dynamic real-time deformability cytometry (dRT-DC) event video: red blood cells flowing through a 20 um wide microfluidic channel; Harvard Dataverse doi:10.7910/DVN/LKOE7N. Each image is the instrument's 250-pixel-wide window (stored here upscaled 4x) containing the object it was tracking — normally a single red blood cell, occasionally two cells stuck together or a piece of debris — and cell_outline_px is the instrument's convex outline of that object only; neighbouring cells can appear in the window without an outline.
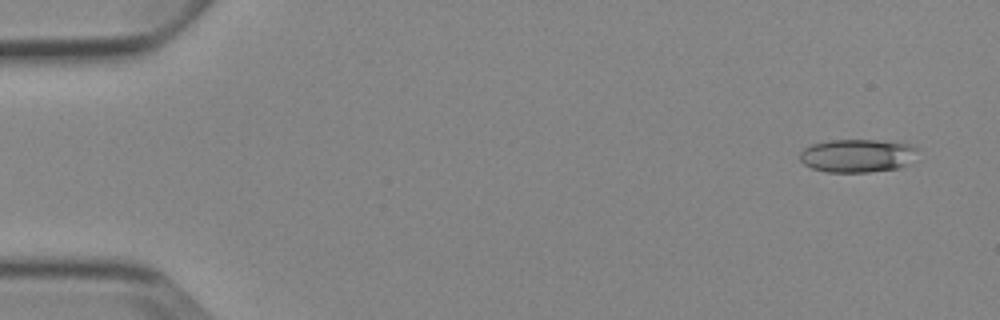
{"species": "Egyptian fruit bat (a non-hibernating species)", "species_latin": "Rousettus aegyptiacus", "temperature_condition": "cold", "stored_images_in_passage": 6, "camera_frame_rate_fps": 3000, "um_per_image_px": 0.085, "animal": {"sex": "female"}, "frame": {"image": 1, "passage_image": 1, "time_ms": 0.0, "image_size_px": [1000, 320], "cell_outline_px": [[916, 148], [908, 164], [900, 168], [868, 172], [824, 172], [812, 168], [804, 164], [800, 160], [800, 152], [804, 148], [812, 144], [828, 140], [876, 140], [908, 144]], "centroid_in_image_um": [72.8, 13.24], "position_along_channel_um": 12.2, "area_um2": 22.6}}
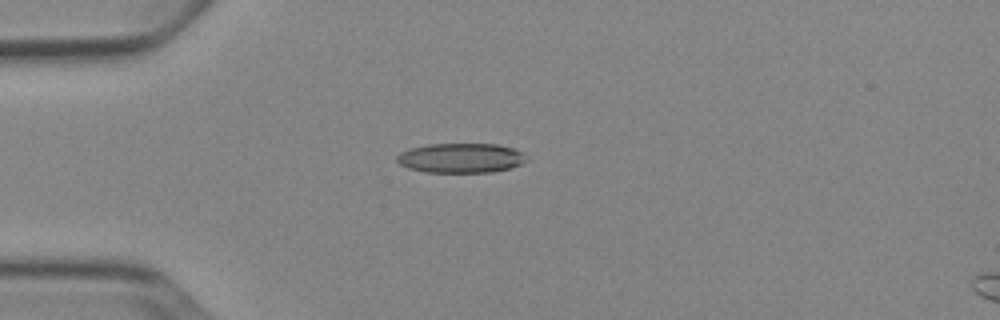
{"frame": {"image": 2, "passage_image": 4, "time_ms": 3.667, "image_size_px": [1000, 320], "cell_outline_px": [[528, 160], [512, 168], [492, 172], [424, 172], [408, 168], [400, 164], [396, 160], [396, 156], [400, 152], [412, 148], [428, 144], [500, 144], [512, 148], [520, 152]], "centroid_in_image_um": [39.16, 13.43], "position_along_channel_um": 45.8, "area_um2": 22.37}}
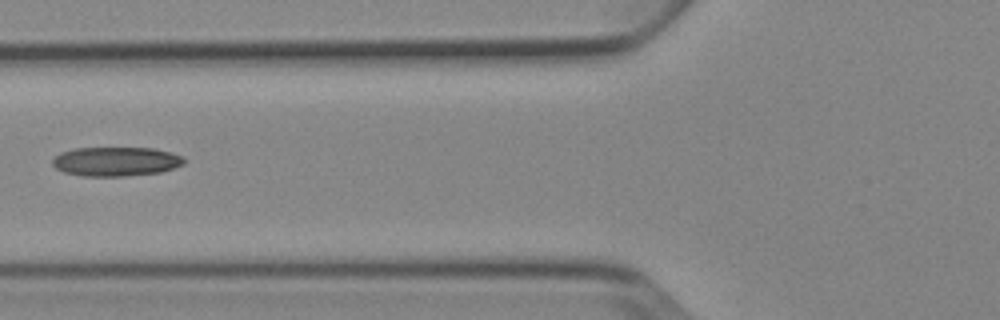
{"frame": {"image": 3, "passage_image": 6, "time_ms": 6.0, "image_size_px": [1000, 320], "cell_outline_px": [[184, 164], [160, 172], [124, 176], [84, 176], [64, 172], [56, 168], [52, 164], [52, 160], [60, 152], [76, 148], [152, 148], [184, 156]], "centroid_in_image_um": [9.84, 13.72], "position_along_channel_um": 116.0, "area_um2": 22.25}}